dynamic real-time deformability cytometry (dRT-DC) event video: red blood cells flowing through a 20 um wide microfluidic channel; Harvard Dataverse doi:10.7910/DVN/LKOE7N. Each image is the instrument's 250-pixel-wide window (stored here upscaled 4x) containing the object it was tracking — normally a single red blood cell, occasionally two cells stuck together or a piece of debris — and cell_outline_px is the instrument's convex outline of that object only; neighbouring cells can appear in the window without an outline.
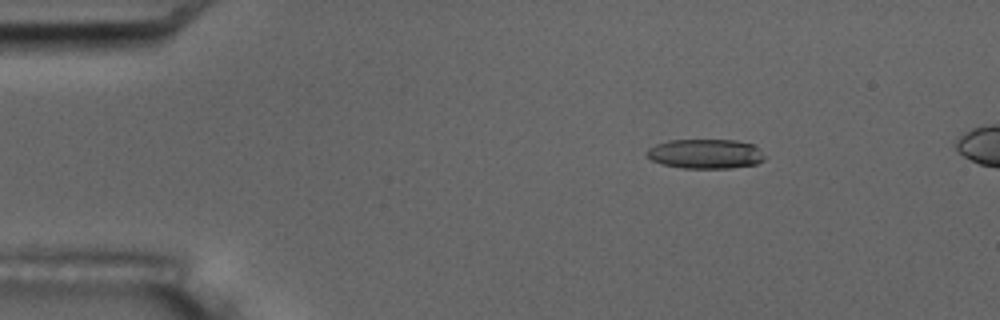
{"species": "common noctule bat (a hibernating species)", "species_latin": "Nyctalus noctula", "temperature_condition": "room temperature", "stored_images_in_passage": 6, "camera_frame_rate_fps": 3000, "um_per_image_px": 0.085, "animal": {"sex": "male", "body_mass_g": 17.5, "forearm_length_mm": 52.3}, "frame": {"image": 1, "passage_image": 3, "time_ms": 2.333, "image_size_px": [1000, 320], "cell_outline_px": [[764, 160], [756, 164], [728, 168], [684, 168], [664, 164], [652, 160], [644, 152], [648, 148], [656, 144], [668, 140], [736, 140], [756, 144], [764, 156]], "centroid_in_image_um": [59.98, 13.06], "position_along_channel_um": 25.0, "area_um2": 20.35}}